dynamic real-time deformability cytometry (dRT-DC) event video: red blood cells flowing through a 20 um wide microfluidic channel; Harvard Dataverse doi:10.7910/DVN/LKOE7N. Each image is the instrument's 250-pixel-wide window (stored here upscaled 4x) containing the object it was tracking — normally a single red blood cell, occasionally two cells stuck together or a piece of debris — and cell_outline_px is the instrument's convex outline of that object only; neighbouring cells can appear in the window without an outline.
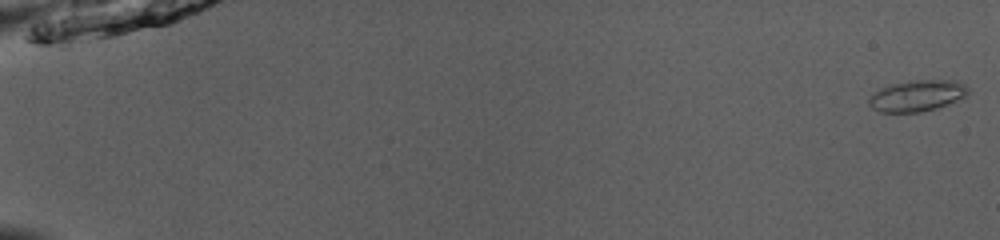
{"species": "common noctule bat (a hibernating species)", "species_latin": "Nyctalus noctula", "temperature_condition": "room temperature", "stored_images_in_passage": 53, "camera_frame_rate_fps": 3000, "um_per_image_px": 0.085, "animal": {"sex": "male", "body_mass_g": 13.0, "forearm_length_mm": 53.1}, "frame": {"image": 1, "passage_image": 1, "time_ms": 0.0, "image_size_px": [1000, 240], "cell_outline_px": [[968, 96], [948, 104], [936, 108], [920, 112], [880, 112], [872, 108], [868, 104], [868, 100], [880, 88], [892, 84], [908, 80], [960, 80], [968, 88]], "centroid_in_image_um": [77.99, 8.13], "position_along_channel_um": 7.0, "area_um2": 18.15}}
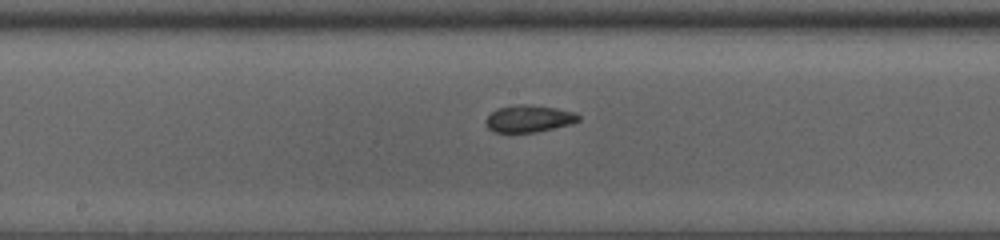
{"frame": {"image": 2, "passage_image": 30, "time_ms": 9.667, "image_size_px": [1000, 240], "cell_outline_px": [[580, 120], [572, 124], [536, 132], [496, 132], [488, 128], [484, 120], [496, 108], [516, 104], [528, 104], [556, 108], [576, 112], [580, 116]], "centroid_in_image_um": [44.97, 10.07], "position_along_channel_um": 203.2, "area_um2": 14.74}}
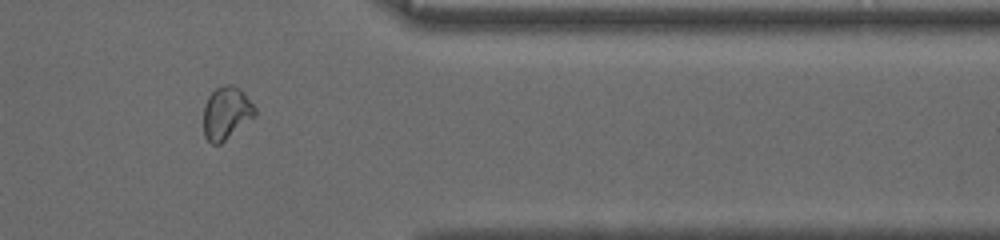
{"frame": {"image": 3, "passage_image": 45, "time_ms": 14.667, "image_size_px": [1000, 240], "cell_outline_px": [[256, 116], [220, 144], [212, 144], [204, 136], [204, 104], [208, 96], [216, 88], [224, 84], [232, 84], [240, 88], [256, 108]], "centroid_in_image_um": [19.24, 9.6], "position_along_channel_um": 392.2, "area_um2": 15.9}, "authors_computed_cell_mechanics": {"area_um2": 15.895, "velocity_mm_per_s": 3.9559, "shape_relaxation_time_tau1_ms": null, "shape_relaxation_time_tau2_ms": 1.4341, "deformation_change_tau1": null, "deformation_change_tau2": 0.0533}}